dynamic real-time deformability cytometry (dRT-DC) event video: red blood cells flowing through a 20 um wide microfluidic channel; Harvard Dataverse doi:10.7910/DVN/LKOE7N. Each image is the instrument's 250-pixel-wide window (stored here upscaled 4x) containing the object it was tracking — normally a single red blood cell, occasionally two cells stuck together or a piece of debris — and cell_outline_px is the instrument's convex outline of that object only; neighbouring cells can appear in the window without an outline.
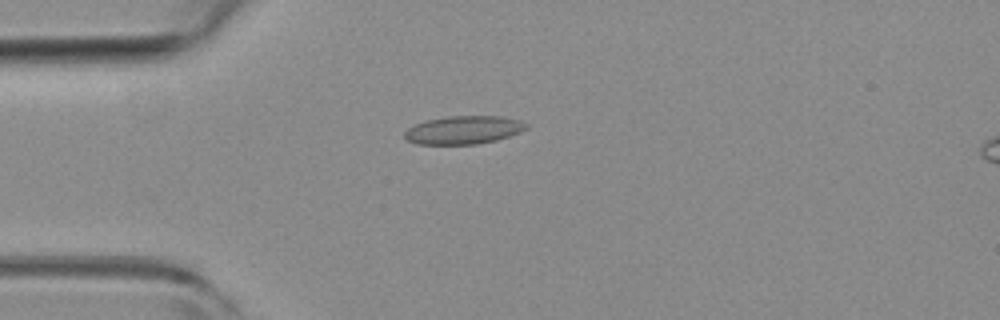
{"species": "common noctule bat (a hibernating species)", "species_latin": "Nyctalus noctula", "temperature_condition": "room temperature", "stored_images_in_passage": 5, "camera_frame_rate_fps": 3000, "um_per_image_px": 0.085, "animal": {"sex": "female", "body_mass_g": 19.3, "forearm_length_mm": 54.1}, "frame": {"image": 1, "passage_image": 4, "time_ms": 1.0, "image_size_px": [1000, 320], "cell_outline_px": [[528, 128], [520, 132], [496, 140], [476, 144], [416, 144], [408, 140], [404, 136], [404, 132], [408, 128], [416, 124], [428, 120], [448, 116], [504, 116], [520, 120], [528, 124]], "centroid_in_image_um": [39.43, 11.04], "position_along_channel_um": 45.6, "area_um2": 19.94}}